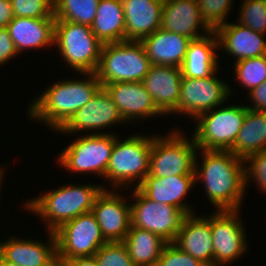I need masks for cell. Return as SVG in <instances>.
Instances as JSON below:
<instances>
[{"label": "cell", "mask_w": 266, "mask_h": 266, "mask_svg": "<svg viewBox=\"0 0 266 266\" xmlns=\"http://www.w3.org/2000/svg\"><path fill=\"white\" fill-rule=\"evenodd\" d=\"M202 163L195 159V182H200L215 211L241 210L246 186L244 159L231 151L198 149ZM201 166H199V165ZM202 181V182H201Z\"/></svg>", "instance_id": "cell-1"}, {"label": "cell", "mask_w": 266, "mask_h": 266, "mask_svg": "<svg viewBox=\"0 0 266 266\" xmlns=\"http://www.w3.org/2000/svg\"><path fill=\"white\" fill-rule=\"evenodd\" d=\"M83 76L88 78L58 80L46 88L28 105V118L57 132L102 87L95 73Z\"/></svg>", "instance_id": "cell-2"}, {"label": "cell", "mask_w": 266, "mask_h": 266, "mask_svg": "<svg viewBox=\"0 0 266 266\" xmlns=\"http://www.w3.org/2000/svg\"><path fill=\"white\" fill-rule=\"evenodd\" d=\"M66 185V186H65ZM24 202L27 212L44 220L48 232H54L64 223L92 211L97 196L104 189L102 184H65ZM31 211V212H30Z\"/></svg>", "instance_id": "cell-3"}, {"label": "cell", "mask_w": 266, "mask_h": 266, "mask_svg": "<svg viewBox=\"0 0 266 266\" xmlns=\"http://www.w3.org/2000/svg\"><path fill=\"white\" fill-rule=\"evenodd\" d=\"M151 148L152 135L135 133L124 140L117 136L104 176L111 188L128 189L135 183L137 188L149 175Z\"/></svg>", "instance_id": "cell-4"}, {"label": "cell", "mask_w": 266, "mask_h": 266, "mask_svg": "<svg viewBox=\"0 0 266 266\" xmlns=\"http://www.w3.org/2000/svg\"><path fill=\"white\" fill-rule=\"evenodd\" d=\"M140 41L103 44L95 72L102 87L117 82H142L151 67Z\"/></svg>", "instance_id": "cell-5"}, {"label": "cell", "mask_w": 266, "mask_h": 266, "mask_svg": "<svg viewBox=\"0 0 266 266\" xmlns=\"http://www.w3.org/2000/svg\"><path fill=\"white\" fill-rule=\"evenodd\" d=\"M54 46L59 49L58 53L66 65L78 74L96 72L103 44L92 32L90 26L56 20Z\"/></svg>", "instance_id": "cell-6"}, {"label": "cell", "mask_w": 266, "mask_h": 266, "mask_svg": "<svg viewBox=\"0 0 266 266\" xmlns=\"http://www.w3.org/2000/svg\"><path fill=\"white\" fill-rule=\"evenodd\" d=\"M219 107L195 119L196 127L192 137L198 149L232 150L248 108L245 105L235 104Z\"/></svg>", "instance_id": "cell-7"}, {"label": "cell", "mask_w": 266, "mask_h": 266, "mask_svg": "<svg viewBox=\"0 0 266 266\" xmlns=\"http://www.w3.org/2000/svg\"><path fill=\"white\" fill-rule=\"evenodd\" d=\"M167 136L152 135L149 174L154 177H170L195 174V159L198 147L194 138L188 140L179 128Z\"/></svg>", "instance_id": "cell-8"}, {"label": "cell", "mask_w": 266, "mask_h": 266, "mask_svg": "<svg viewBox=\"0 0 266 266\" xmlns=\"http://www.w3.org/2000/svg\"><path fill=\"white\" fill-rule=\"evenodd\" d=\"M104 132L78 135L77 139L61 151L57 163L72 173L87 172L104 178L117 139L114 132Z\"/></svg>", "instance_id": "cell-9"}, {"label": "cell", "mask_w": 266, "mask_h": 266, "mask_svg": "<svg viewBox=\"0 0 266 266\" xmlns=\"http://www.w3.org/2000/svg\"><path fill=\"white\" fill-rule=\"evenodd\" d=\"M54 235L59 266L67 259L94 256L107 243L92 211L64 223Z\"/></svg>", "instance_id": "cell-10"}, {"label": "cell", "mask_w": 266, "mask_h": 266, "mask_svg": "<svg viewBox=\"0 0 266 266\" xmlns=\"http://www.w3.org/2000/svg\"><path fill=\"white\" fill-rule=\"evenodd\" d=\"M131 205V227L148 230L167 243H174L186 214L179 208L147 198L134 188Z\"/></svg>", "instance_id": "cell-11"}, {"label": "cell", "mask_w": 266, "mask_h": 266, "mask_svg": "<svg viewBox=\"0 0 266 266\" xmlns=\"http://www.w3.org/2000/svg\"><path fill=\"white\" fill-rule=\"evenodd\" d=\"M217 71L202 79L182 76L176 114L187 115L195 120L201 114L227 102L232 88L217 77Z\"/></svg>", "instance_id": "cell-12"}, {"label": "cell", "mask_w": 266, "mask_h": 266, "mask_svg": "<svg viewBox=\"0 0 266 266\" xmlns=\"http://www.w3.org/2000/svg\"><path fill=\"white\" fill-rule=\"evenodd\" d=\"M211 232L214 266H224L240 259L248 248L239 210L212 211ZM247 242V243H246Z\"/></svg>", "instance_id": "cell-13"}, {"label": "cell", "mask_w": 266, "mask_h": 266, "mask_svg": "<svg viewBox=\"0 0 266 266\" xmlns=\"http://www.w3.org/2000/svg\"><path fill=\"white\" fill-rule=\"evenodd\" d=\"M125 124L117 105L113 102L108 92L101 87L92 99L82 108L78 109L73 116L57 131L63 133H84L95 130H104L111 125Z\"/></svg>", "instance_id": "cell-14"}, {"label": "cell", "mask_w": 266, "mask_h": 266, "mask_svg": "<svg viewBox=\"0 0 266 266\" xmlns=\"http://www.w3.org/2000/svg\"><path fill=\"white\" fill-rule=\"evenodd\" d=\"M115 189L104 188L97 196L92 213L107 242H123L131 227V205Z\"/></svg>", "instance_id": "cell-15"}, {"label": "cell", "mask_w": 266, "mask_h": 266, "mask_svg": "<svg viewBox=\"0 0 266 266\" xmlns=\"http://www.w3.org/2000/svg\"><path fill=\"white\" fill-rule=\"evenodd\" d=\"M48 243L9 237L0 241V256L19 266H59L57 261L56 237L54 232H47Z\"/></svg>", "instance_id": "cell-16"}, {"label": "cell", "mask_w": 266, "mask_h": 266, "mask_svg": "<svg viewBox=\"0 0 266 266\" xmlns=\"http://www.w3.org/2000/svg\"><path fill=\"white\" fill-rule=\"evenodd\" d=\"M117 105L123 119L128 123L135 119H148L162 116L156 108L150 93L142 82H117L104 86Z\"/></svg>", "instance_id": "cell-17"}, {"label": "cell", "mask_w": 266, "mask_h": 266, "mask_svg": "<svg viewBox=\"0 0 266 266\" xmlns=\"http://www.w3.org/2000/svg\"><path fill=\"white\" fill-rule=\"evenodd\" d=\"M161 28L192 40L213 31L202 19L197 0H164Z\"/></svg>", "instance_id": "cell-18"}, {"label": "cell", "mask_w": 266, "mask_h": 266, "mask_svg": "<svg viewBox=\"0 0 266 266\" xmlns=\"http://www.w3.org/2000/svg\"><path fill=\"white\" fill-rule=\"evenodd\" d=\"M181 80V68L175 66L151 65L144 76L142 83L163 115L176 114Z\"/></svg>", "instance_id": "cell-19"}, {"label": "cell", "mask_w": 266, "mask_h": 266, "mask_svg": "<svg viewBox=\"0 0 266 266\" xmlns=\"http://www.w3.org/2000/svg\"><path fill=\"white\" fill-rule=\"evenodd\" d=\"M218 49H223L229 57L236 58V62L266 55V34L258 33L239 22L223 24L214 30ZM226 50V51H225Z\"/></svg>", "instance_id": "cell-20"}, {"label": "cell", "mask_w": 266, "mask_h": 266, "mask_svg": "<svg viewBox=\"0 0 266 266\" xmlns=\"http://www.w3.org/2000/svg\"><path fill=\"white\" fill-rule=\"evenodd\" d=\"M174 243L205 266H214L211 215H186Z\"/></svg>", "instance_id": "cell-21"}, {"label": "cell", "mask_w": 266, "mask_h": 266, "mask_svg": "<svg viewBox=\"0 0 266 266\" xmlns=\"http://www.w3.org/2000/svg\"><path fill=\"white\" fill-rule=\"evenodd\" d=\"M196 185L195 174L154 177L150 174L137 187L147 198L181 209L186 215L194 214L185 197Z\"/></svg>", "instance_id": "cell-22"}, {"label": "cell", "mask_w": 266, "mask_h": 266, "mask_svg": "<svg viewBox=\"0 0 266 266\" xmlns=\"http://www.w3.org/2000/svg\"><path fill=\"white\" fill-rule=\"evenodd\" d=\"M121 3L127 41H141L161 28L164 0H121Z\"/></svg>", "instance_id": "cell-23"}, {"label": "cell", "mask_w": 266, "mask_h": 266, "mask_svg": "<svg viewBox=\"0 0 266 266\" xmlns=\"http://www.w3.org/2000/svg\"><path fill=\"white\" fill-rule=\"evenodd\" d=\"M191 38L159 28L140 42L152 65L181 68Z\"/></svg>", "instance_id": "cell-24"}, {"label": "cell", "mask_w": 266, "mask_h": 266, "mask_svg": "<svg viewBox=\"0 0 266 266\" xmlns=\"http://www.w3.org/2000/svg\"><path fill=\"white\" fill-rule=\"evenodd\" d=\"M55 21V18L34 19L14 16L7 29L18 54L26 49L54 47Z\"/></svg>", "instance_id": "cell-25"}, {"label": "cell", "mask_w": 266, "mask_h": 266, "mask_svg": "<svg viewBox=\"0 0 266 266\" xmlns=\"http://www.w3.org/2000/svg\"><path fill=\"white\" fill-rule=\"evenodd\" d=\"M218 40L214 31L189 43L181 66L183 77L202 79L211 76L217 69ZM217 53V55H216Z\"/></svg>", "instance_id": "cell-26"}, {"label": "cell", "mask_w": 266, "mask_h": 266, "mask_svg": "<svg viewBox=\"0 0 266 266\" xmlns=\"http://www.w3.org/2000/svg\"><path fill=\"white\" fill-rule=\"evenodd\" d=\"M90 27L102 44L125 41L126 23L121 0H99Z\"/></svg>", "instance_id": "cell-27"}, {"label": "cell", "mask_w": 266, "mask_h": 266, "mask_svg": "<svg viewBox=\"0 0 266 266\" xmlns=\"http://www.w3.org/2000/svg\"><path fill=\"white\" fill-rule=\"evenodd\" d=\"M266 150V112H246L231 152L242 159Z\"/></svg>", "instance_id": "cell-28"}, {"label": "cell", "mask_w": 266, "mask_h": 266, "mask_svg": "<svg viewBox=\"0 0 266 266\" xmlns=\"http://www.w3.org/2000/svg\"><path fill=\"white\" fill-rule=\"evenodd\" d=\"M135 266H156L167 242L148 230L130 227L123 240Z\"/></svg>", "instance_id": "cell-29"}, {"label": "cell", "mask_w": 266, "mask_h": 266, "mask_svg": "<svg viewBox=\"0 0 266 266\" xmlns=\"http://www.w3.org/2000/svg\"><path fill=\"white\" fill-rule=\"evenodd\" d=\"M98 3L99 0H54V17L91 26Z\"/></svg>", "instance_id": "cell-30"}, {"label": "cell", "mask_w": 266, "mask_h": 266, "mask_svg": "<svg viewBox=\"0 0 266 266\" xmlns=\"http://www.w3.org/2000/svg\"><path fill=\"white\" fill-rule=\"evenodd\" d=\"M234 78L248 93L266 81V55L235 62Z\"/></svg>", "instance_id": "cell-31"}, {"label": "cell", "mask_w": 266, "mask_h": 266, "mask_svg": "<svg viewBox=\"0 0 266 266\" xmlns=\"http://www.w3.org/2000/svg\"><path fill=\"white\" fill-rule=\"evenodd\" d=\"M237 22L255 32L266 34L265 0H243Z\"/></svg>", "instance_id": "cell-32"}, {"label": "cell", "mask_w": 266, "mask_h": 266, "mask_svg": "<svg viewBox=\"0 0 266 266\" xmlns=\"http://www.w3.org/2000/svg\"><path fill=\"white\" fill-rule=\"evenodd\" d=\"M197 3L202 19L213 31L228 22L233 0H197Z\"/></svg>", "instance_id": "cell-33"}, {"label": "cell", "mask_w": 266, "mask_h": 266, "mask_svg": "<svg viewBox=\"0 0 266 266\" xmlns=\"http://www.w3.org/2000/svg\"><path fill=\"white\" fill-rule=\"evenodd\" d=\"M94 256L99 266H135L123 242H107Z\"/></svg>", "instance_id": "cell-34"}, {"label": "cell", "mask_w": 266, "mask_h": 266, "mask_svg": "<svg viewBox=\"0 0 266 266\" xmlns=\"http://www.w3.org/2000/svg\"><path fill=\"white\" fill-rule=\"evenodd\" d=\"M14 16L23 18H55L54 0H11Z\"/></svg>", "instance_id": "cell-35"}, {"label": "cell", "mask_w": 266, "mask_h": 266, "mask_svg": "<svg viewBox=\"0 0 266 266\" xmlns=\"http://www.w3.org/2000/svg\"><path fill=\"white\" fill-rule=\"evenodd\" d=\"M244 163L245 186H249L252 179L259 186V190L266 194V150L247 156Z\"/></svg>", "instance_id": "cell-36"}, {"label": "cell", "mask_w": 266, "mask_h": 266, "mask_svg": "<svg viewBox=\"0 0 266 266\" xmlns=\"http://www.w3.org/2000/svg\"><path fill=\"white\" fill-rule=\"evenodd\" d=\"M156 266H205L192 255L183 252L175 243H167Z\"/></svg>", "instance_id": "cell-37"}, {"label": "cell", "mask_w": 266, "mask_h": 266, "mask_svg": "<svg viewBox=\"0 0 266 266\" xmlns=\"http://www.w3.org/2000/svg\"><path fill=\"white\" fill-rule=\"evenodd\" d=\"M19 55L7 28H0V66Z\"/></svg>", "instance_id": "cell-38"}, {"label": "cell", "mask_w": 266, "mask_h": 266, "mask_svg": "<svg viewBox=\"0 0 266 266\" xmlns=\"http://www.w3.org/2000/svg\"><path fill=\"white\" fill-rule=\"evenodd\" d=\"M248 98L253 105H246L248 109L259 112H266V81L248 93Z\"/></svg>", "instance_id": "cell-39"}, {"label": "cell", "mask_w": 266, "mask_h": 266, "mask_svg": "<svg viewBox=\"0 0 266 266\" xmlns=\"http://www.w3.org/2000/svg\"><path fill=\"white\" fill-rule=\"evenodd\" d=\"M13 18L11 0H0V28H7Z\"/></svg>", "instance_id": "cell-40"}, {"label": "cell", "mask_w": 266, "mask_h": 266, "mask_svg": "<svg viewBox=\"0 0 266 266\" xmlns=\"http://www.w3.org/2000/svg\"><path fill=\"white\" fill-rule=\"evenodd\" d=\"M60 266H99V264L95 256H84L67 259Z\"/></svg>", "instance_id": "cell-41"}, {"label": "cell", "mask_w": 266, "mask_h": 266, "mask_svg": "<svg viewBox=\"0 0 266 266\" xmlns=\"http://www.w3.org/2000/svg\"><path fill=\"white\" fill-rule=\"evenodd\" d=\"M0 266H19L17 264L11 263L7 260H4L1 256H0Z\"/></svg>", "instance_id": "cell-42"}, {"label": "cell", "mask_w": 266, "mask_h": 266, "mask_svg": "<svg viewBox=\"0 0 266 266\" xmlns=\"http://www.w3.org/2000/svg\"><path fill=\"white\" fill-rule=\"evenodd\" d=\"M4 167H0V191H1V186H2V184H3V179H4V173H6V172H4V169H3ZM1 194V193H0Z\"/></svg>", "instance_id": "cell-43"}]
</instances>
